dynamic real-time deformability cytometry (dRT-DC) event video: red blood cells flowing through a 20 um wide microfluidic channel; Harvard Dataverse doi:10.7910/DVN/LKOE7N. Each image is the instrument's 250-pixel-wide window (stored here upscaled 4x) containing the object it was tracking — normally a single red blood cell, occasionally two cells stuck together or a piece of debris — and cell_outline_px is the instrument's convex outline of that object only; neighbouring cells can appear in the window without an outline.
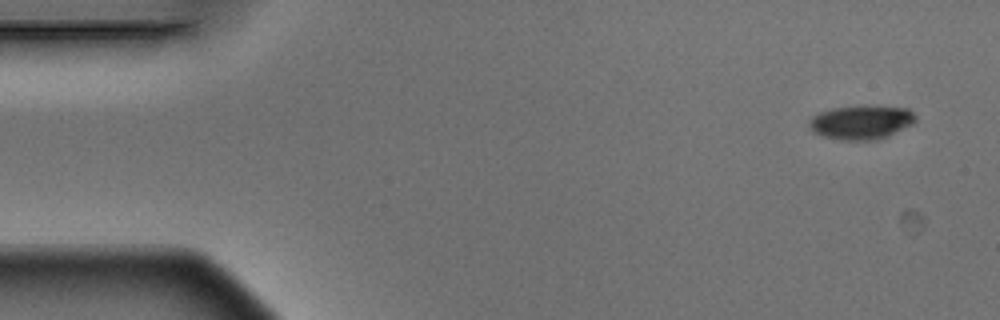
{"species": "Egyptian fruit bat (a non-hibernating species)", "species_latin": "Rousettus aegyptiacus", "temperature_condition": "warm", "stored_images_in_passage": 4, "camera_frame_rate_fps": 3000, "um_per_image_px": 0.085, "animal": {"sex": "male"}, "frame": {"image": 1, "passage_image": 1, "time_ms": 0.0, "image_size_px": [1000, 320], "cell_outline_px": [[916, 120], [912, 124], [888, 136], [876, 140], [840, 140], [824, 136], [812, 132], [808, 124], [808, 120], [812, 116], [820, 112], [832, 108], [860, 104], [872, 104], [908, 108], [916, 116]], "centroid_in_image_um": [73.2, 10.36], "position_along_channel_um": 11.8, "area_um2": 21.68}}
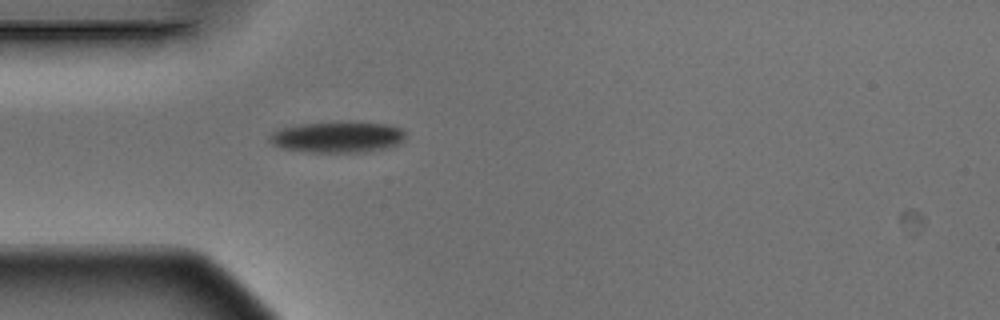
{"frame": {"image": 2, "passage_image": 4, "time_ms": 1.0, "image_size_px": [1000, 320], "cell_outline_px": [[404, 144], [392, 148], [364, 152], [308, 152], [284, 148], [272, 144], [268, 140], [268, 136], [272, 132], [280, 128], [300, 124], [388, 124], [400, 128], [404, 132]], "centroid_in_image_um": [28.72, 11.7], "position_along_channel_um": 56.3, "area_um2": 24.16}}